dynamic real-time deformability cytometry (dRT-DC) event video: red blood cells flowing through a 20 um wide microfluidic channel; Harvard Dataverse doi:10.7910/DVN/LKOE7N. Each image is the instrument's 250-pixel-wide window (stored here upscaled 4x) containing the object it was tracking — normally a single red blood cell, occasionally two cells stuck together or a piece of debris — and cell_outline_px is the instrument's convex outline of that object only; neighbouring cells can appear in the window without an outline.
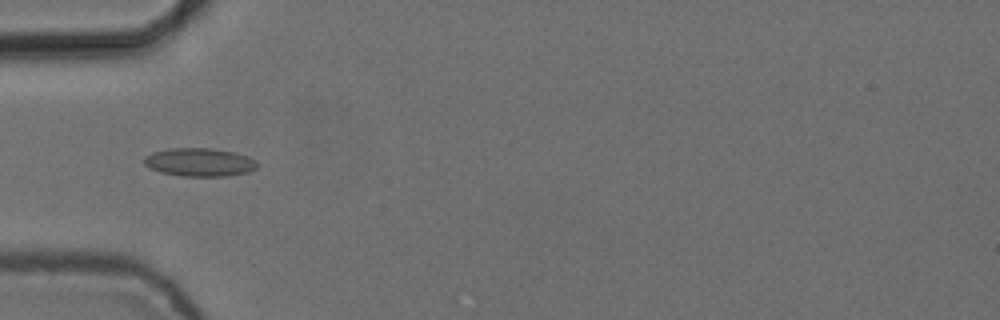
{"species": "common noctule bat (a hibernating species)", "species_latin": "Nyctalus noctula", "temperature_condition": "cold", "stored_images_in_passage": 5, "camera_frame_rate_fps": 3000, "um_per_image_px": 0.085, "animal": {"sex": "female", "body_mass_g": 24.6, "forearm_length_mm": 56.2}, "frame": {"image": 1, "passage_image": 4, "time_ms": 1.0, "image_size_px": [1000, 320], "cell_outline_px": [[260, 164], [256, 168], [248, 172], [224, 176], [184, 176], [160, 172], [148, 168], [144, 164], [144, 156], [152, 152], [168, 148], [212, 148], [236, 152], [248, 156], [256, 160]], "centroid_in_image_um": [16.96, 13.78], "position_along_channel_um": 68.0, "area_um2": 18.9}}
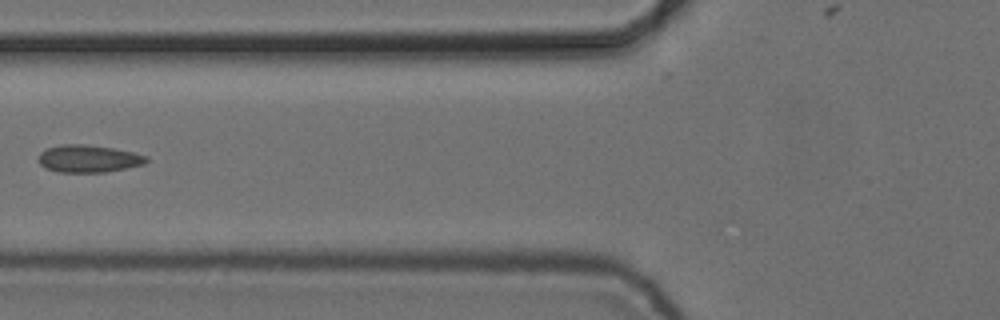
{"frame": {"image": 2, "passage_image": 5, "time_ms": 1.333, "image_size_px": [1000, 320], "cell_outline_px": [[148, 160], [144, 164], [104, 172], [60, 172], [44, 168], [40, 164], [40, 152], [48, 148], [60, 144], [84, 144], [112, 148], [132, 152], [148, 156]], "centroid_in_image_um": [7.51, 13.48], "position_along_channel_um": 118.3, "area_um2": 17.05}}